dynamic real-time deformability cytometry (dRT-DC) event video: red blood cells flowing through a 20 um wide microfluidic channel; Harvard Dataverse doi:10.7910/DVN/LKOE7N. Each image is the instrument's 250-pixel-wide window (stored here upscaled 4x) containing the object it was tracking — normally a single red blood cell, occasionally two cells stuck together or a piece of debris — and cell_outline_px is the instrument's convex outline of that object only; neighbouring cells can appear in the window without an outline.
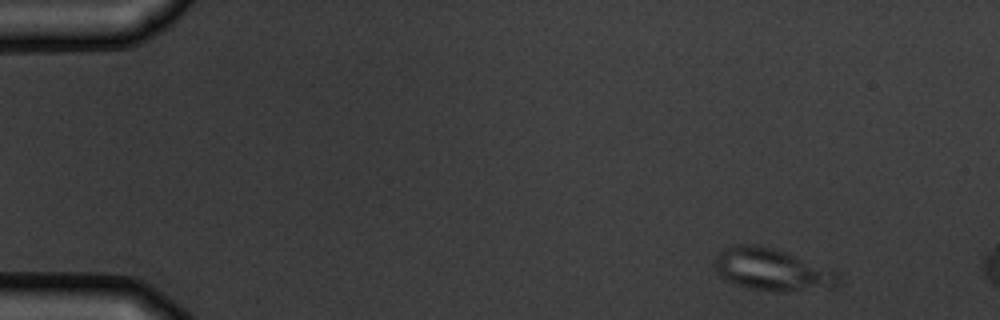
{"species": "common noctule bat (a hibernating species)", "species_latin": "Nyctalus noctula", "temperature_condition": "warm", "stored_images_in_passage": 3, "camera_frame_rate_fps": 3000, "um_per_image_px": 0.085, "animal": {"sex": "male", "body_mass_g": 19.5, "forearm_length_mm": 54.6}, "frame": {"image": 1, "passage_image": 1, "time_ms": 0.0, "image_size_px": [1000, 320], "cell_outline_px": [[840, 284], [836, 288], [780, 292], [748, 288], [724, 280], [716, 272], [716, 256], [724, 248], [736, 244], [756, 244], [776, 248], [788, 252], [836, 272], [840, 276]], "centroid_in_image_um": [65.65, 22.92], "position_along_channel_um": 19.4, "area_um2": 30.69}}